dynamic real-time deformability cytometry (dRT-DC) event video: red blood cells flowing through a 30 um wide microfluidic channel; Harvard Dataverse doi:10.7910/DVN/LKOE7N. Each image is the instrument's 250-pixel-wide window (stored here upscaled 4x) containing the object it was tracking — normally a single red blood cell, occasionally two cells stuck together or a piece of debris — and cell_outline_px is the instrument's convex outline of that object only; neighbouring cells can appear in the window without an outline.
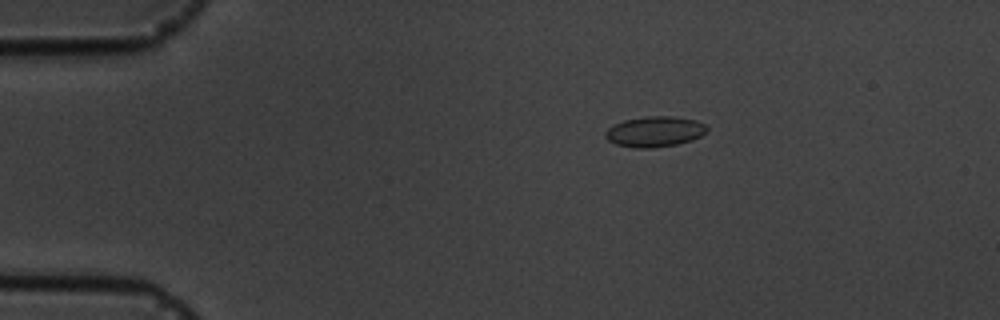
{"species": "common noctule bat (a hibernating species)", "species_latin": "Nyctalus noctula", "temperature_condition": "cold", "stored_images_in_passage": 3, "camera_frame_rate_fps": 3000, "um_per_image_px": 0.085, "animal": {"sex": "male", "body_mass_g": 19.5, "forearm_length_mm": 54.6}, "frame": {"image": 1, "passage_image": 1, "time_ms": 0.0, "image_size_px": [1000, 320], "cell_outline_px": [[708, 128], [700, 136], [692, 140], [676, 144], [652, 148], [636, 148], [616, 144], [608, 140], [604, 136], [604, 132], [608, 128], [624, 120], [648, 116], [672, 116], [696, 120], [704, 124]], "centroid_in_image_um": [55.63, 11.19], "position_along_channel_um": 29.4, "area_um2": 17.92}}